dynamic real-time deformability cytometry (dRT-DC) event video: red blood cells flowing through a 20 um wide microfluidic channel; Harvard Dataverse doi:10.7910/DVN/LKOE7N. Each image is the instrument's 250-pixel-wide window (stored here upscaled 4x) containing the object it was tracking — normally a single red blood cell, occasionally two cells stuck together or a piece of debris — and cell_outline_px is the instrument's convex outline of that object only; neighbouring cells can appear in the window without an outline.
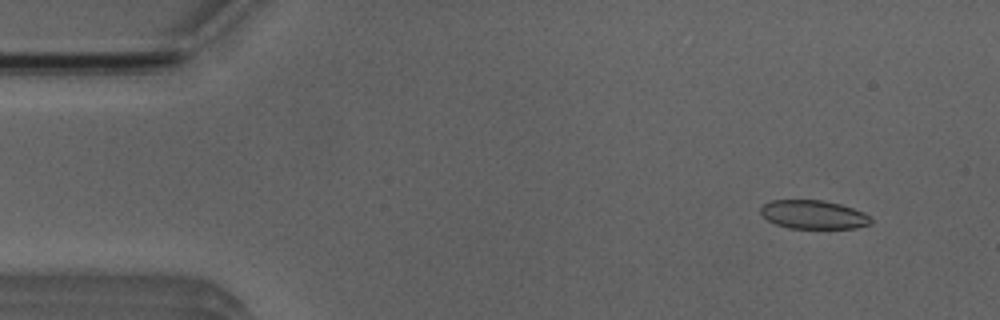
{"species": "Egyptian fruit bat (a non-hibernating species)", "species_latin": "Rousettus aegyptiacus", "temperature_condition": "room temperature", "stored_images_in_passage": 6, "camera_frame_rate_fps": 3000, "um_per_image_px": 0.085, "animal": {"sex": "male"}, "frame": {"image": 1, "passage_image": 2, "time_ms": 1.333, "image_size_px": [1000, 320], "cell_outline_px": [[872, 224], [856, 228], [788, 228], [776, 224], [768, 220], [760, 212], [760, 208], [764, 204], [772, 200], [824, 200], [840, 204], [864, 212], [872, 216]], "centroid_in_image_um": [69.19, 18.24], "position_along_channel_um": 15.8, "area_um2": 18.5}}